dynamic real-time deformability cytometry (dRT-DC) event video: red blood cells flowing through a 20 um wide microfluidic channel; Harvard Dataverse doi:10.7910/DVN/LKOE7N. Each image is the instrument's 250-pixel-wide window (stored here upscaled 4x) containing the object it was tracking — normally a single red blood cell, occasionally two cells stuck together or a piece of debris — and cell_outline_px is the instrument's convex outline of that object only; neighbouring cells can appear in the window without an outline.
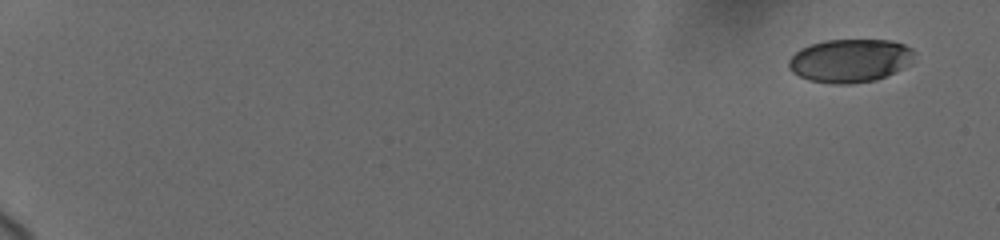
{"species": "human", "species_latin": "Homo sapiens", "temperature_condition": "cold", "stored_images_in_passage": 14, "camera_frame_rate_fps": 3000, "um_per_image_px": 0.085, "donor": {"sex": "female"}, "frame": {"image": 1, "passage_image": 1, "time_ms": 0.0, "image_size_px": [1000, 240], "cell_outline_px": [[912, 56], [900, 68], [876, 80], [852, 84], [832, 84], [808, 80], [792, 72], [788, 68], [788, 60], [800, 48], [824, 40], [892, 40], [904, 44], [912, 48]], "centroid_in_image_um": [72.16, 5.15], "position_along_channel_um": 12.8, "area_um2": 31.33}}
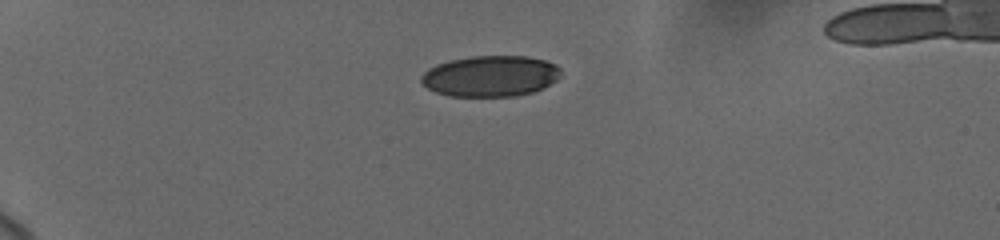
{"frame": {"image": 2, "passage_image": 7, "time_ms": 4.667, "image_size_px": [1000, 240], "cell_outline_px": [[560, 76], [556, 80], [544, 88], [532, 92], [516, 96], [448, 96], [436, 92], [428, 88], [420, 80], [420, 76], [428, 68], [436, 64], [448, 60], [472, 56], [528, 56], [544, 60], [556, 64], [560, 68]], "centroid_in_image_um": [41.68, 6.46], "position_along_channel_um": 43.3, "area_um2": 33.52}}
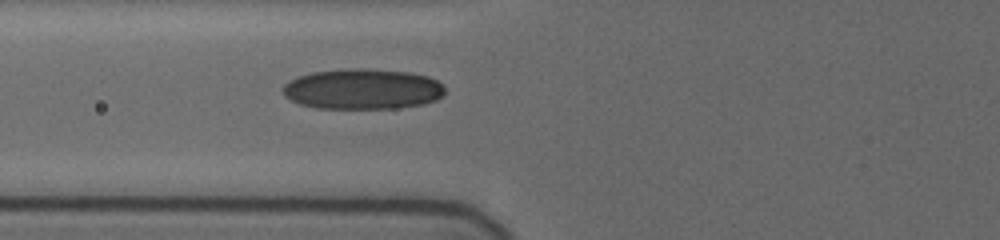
{"frame": {"image": 3, "passage_image": 14, "time_ms": 7.667, "image_size_px": [1000, 240], "cell_outline_px": [[444, 96], [436, 100], [424, 104], [396, 108], [316, 108], [300, 104], [284, 96], [280, 88], [288, 80], [296, 76], [312, 72], [348, 68], [364, 68], [408, 72], [428, 76], [444, 84]], "centroid_in_image_um": [30.8, 7.56], "position_along_channel_um": 95.0, "area_um2": 38.67}}